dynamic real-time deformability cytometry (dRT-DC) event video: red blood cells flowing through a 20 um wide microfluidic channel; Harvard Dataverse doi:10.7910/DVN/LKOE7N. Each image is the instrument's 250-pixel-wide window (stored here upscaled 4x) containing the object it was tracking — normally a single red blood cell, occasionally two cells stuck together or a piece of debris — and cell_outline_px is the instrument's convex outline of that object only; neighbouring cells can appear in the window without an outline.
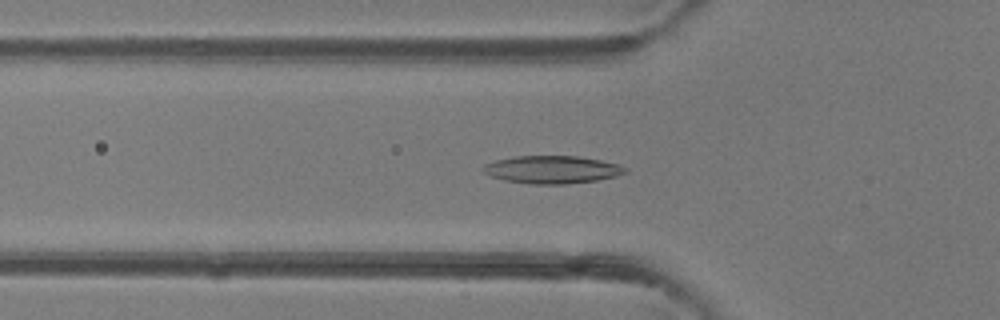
{"species": "common noctule bat (a hibernating species)", "species_latin": "Nyctalus noctula", "temperature_condition": "room temperature", "stored_images_in_passage": 47, "camera_frame_rate_fps": 3000, "um_per_image_px": 0.085, "animal": {"sex": "female"}, "frame": {"image": 1, "passage_image": 16, "time_ms": 5.0, "image_size_px": [1000, 320], "cell_outline_px": [[628, 172], [616, 176], [596, 180], [564, 184], [528, 184], [504, 180], [492, 176], [484, 172], [480, 168], [484, 164], [496, 160], [516, 156], [576, 156], [600, 160], [616, 164], [628, 168]], "centroid_in_image_um": [46.91, 14.41], "position_along_channel_um": 78.9, "area_um2": 22.89}}
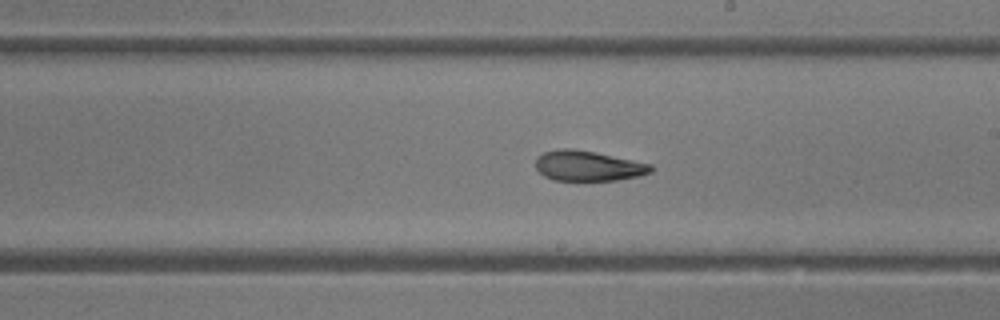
{"frame": {"image": 2, "passage_image": 27, "time_ms": 8.667, "image_size_px": [1000, 320], "cell_outline_px": [[656, 168], [652, 172], [640, 176], [616, 180], [552, 180], [544, 176], [536, 168], [536, 156], [544, 152], [560, 148], [572, 148], [596, 152], [652, 164]], "centroid_in_image_um": [50.01, 14.09], "position_along_channel_um": 239.0, "area_um2": 20.52}}
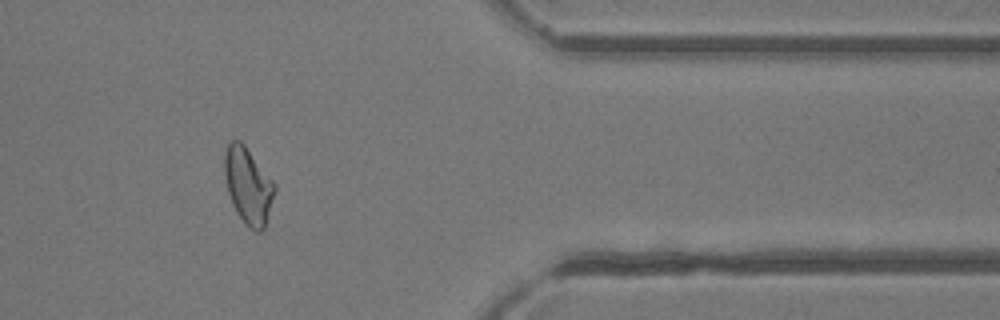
{"frame": {"image": 3, "passage_image": 39, "time_ms": 12.667, "image_size_px": [1000, 320], "cell_outline_px": [[276, 188], [264, 228], [260, 232], [256, 232], [248, 228], [236, 212], [232, 204], [228, 192], [224, 176], [224, 152], [228, 140], [240, 140], [244, 144], [276, 184]], "centroid_in_image_um": [21.07, 15.76], "position_along_channel_um": 390.3, "area_um2": 22.43}, "authors_computed_cell_mechanics": {"area_um2": 22.3108, "velocity_mm_per_s": 4.3377, "shape_relaxation_time_tau1_ms": null, "shape_relaxation_time_tau2_ms": 2.9862, "deformation_change_tau1": null, "deformation_change_tau2": 0.1065}}